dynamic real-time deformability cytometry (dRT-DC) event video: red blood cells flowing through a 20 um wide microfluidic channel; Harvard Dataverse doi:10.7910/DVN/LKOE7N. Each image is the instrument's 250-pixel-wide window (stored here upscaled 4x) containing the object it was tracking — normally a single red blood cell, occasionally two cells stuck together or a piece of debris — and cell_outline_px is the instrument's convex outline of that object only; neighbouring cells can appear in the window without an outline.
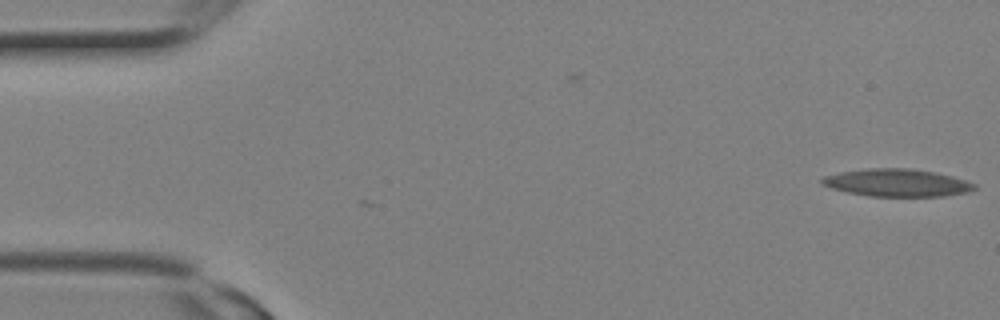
{"species": "Egyptian fruit bat (a non-hibernating species)", "species_latin": "Rousettus aegyptiacus", "temperature_condition": "room temperature", "stored_images_in_passage": 4, "camera_frame_rate_fps": 3000, "um_per_image_px": 0.085, "animal": {"sex": "female"}, "frame": {"image": 1, "passage_image": 4, "time_ms": 1.0, "image_size_px": [1000, 320], "cell_outline_px": [[976, 188], [964, 192], [944, 196], [868, 196], [848, 192], [832, 188], [820, 184], [820, 180], [824, 176], [840, 172], [868, 168], [912, 168], [952, 176], [976, 184]], "centroid_in_image_um": [76.2, 15.53], "position_along_channel_um": 8.8, "area_um2": 24.28}}